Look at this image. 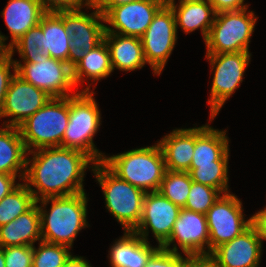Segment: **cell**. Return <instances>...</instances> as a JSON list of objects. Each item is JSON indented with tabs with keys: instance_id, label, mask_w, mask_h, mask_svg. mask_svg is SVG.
<instances>
[{
	"instance_id": "obj_43",
	"label": "cell",
	"mask_w": 266,
	"mask_h": 267,
	"mask_svg": "<svg viewBox=\"0 0 266 267\" xmlns=\"http://www.w3.org/2000/svg\"><path fill=\"white\" fill-rule=\"evenodd\" d=\"M62 267H92L83 257L73 256L72 254L66 260Z\"/></svg>"
},
{
	"instance_id": "obj_33",
	"label": "cell",
	"mask_w": 266,
	"mask_h": 267,
	"mask_svg": "<svg viewBox=\"0 0 266 267\" xmlns=\"http://www.w3.org/2000/svg\"><path fill=\"white\" fill-rule=\"evenodd\" d=\"M221 195L222 193L213 187L192 181L184 209L205 215Z\"/></svg>"
},
{
	"instance_id": "obj_45",
	"label": "cell",
	"mask_w": 266,
	"mask_h": 267,
	"mask_svg": "<svg viewBox=\"0 0 266 267\" xmlns=\"http://www.w3.org/2000/svg\"><path fill=\"white\" fill-rule=\"evenodd\" d=\"M0 267H5V256L3 252V247L0 246Z\"/></svg>"
},
{
	"instance_id": "obj_41",
	"label": "cell",
	"mask_w": 266,
	"mask_h": 267,
	"mask_svg": "<svg viewBox=\"0 0 266 267\" xmlns=\"http://www.w3.org/2000/svg\"><path fill=\"white\" fill-rule=\"evenodd\" d=\"M252 225L256 228L262 242L266 240V206L252 216Z\"/></svg>"
},
{
	"instance_id": "obj_39",
	"label": "cell",
	"mask_w": 266,
	"mask_h": 267,
	"mask_svg": "<svg viewBox=\"0 0 266 267\" xmlns=\"http://www.w3.org/2000/svg\"><path fill=\"white\" fill-rule=\"evenodd\" d=\"M216 13L224 11H237L248 8L247 4H244V0H207Z\"/></svg>"
},
{
	"instance_id": "obj_44",
	"label": "cell",
	"mask_w": 266,
	"mask_h": 267,
	"mask_svg": "<svg viewBox=\"0 0 266 267\" xmlns=\"http://www.w3.org/2000/svg\"><path fill=\"white\" fill-rule=\"evenodd\" d=\"M7 38L8 37L0 33V59L9 53V48L7 47V44H5Z\"/></svg>"
},
{
	"instance_id": "obj_40",
	"label": "cell",
	"mask_w": 266,
	"mask_h": 267,
	"mask_svg": "<svg viewBox=\"0 0 266 267\" xmlns=\"http://www.w3.org/2000/svg\"><path fill=\"white\" fill-rule=\"evenodd\" d=\"M17 176L0 173V201L20 183H15Z\"/></svg>"
},
{
	"instance_id": "obj_4",
	"label": "cell",
	"mask_w": 266,
	"mask_h": 267,
	"mask_svg": "<svg viewBox=\"0 0 266 267\" xmlns=\"http://www.w3.org/2000/svg\"><path fill=\"white\" fill-rule=\"evenodd\" d=\"M89 168L102 188L105 207L124 231L132 232L140 222L146 192L121 179L103 161Z\"/></svg>"
},
{
	"instance_id": "obj_37",
	"label": "cell",
	"mask_w": 266,
	"mask_h": 267,
	"mask_svg": "<svg viewBox=\"0 0 266 267\" xmlns=\"http://www.w3.org/2000/svg\"><path fill=\"white\" fill-rule=\"evenodd\" d=\"M46 11L80 9L89 6L91 0H39ZM85 1V2H84Z\"/></svg>"
},
{
	"instance_id": "obj_11",
	"label": "cell",
	"mask_w": 266,
	"mask_h": 267,
	"mask_svg": "<svg viewBox=\"0 0 266 267\" xmlns=\"http://www.w3.org/2000/svg\"><path fill=\"white\" fill-rule=\"evenodd\" d=\"M240 199L234 194H222L206 212L209 230V254L221 244L233 240L252 225V217L244 219Z\"/></svg>"
},
{
	"instance_id": "obj_1",
	"label": "cell",
	"mask_w": 266,
	"mask_h": 267,
	"mask_svg": "<svg viewBox=\"0 0 266 267\" xmlns=\"http://www.w3.org/2000/svg\"><path fill=\"white\" fill-rule=\"evenodd\" d=\"M30 154L33 157L27 156L23 181L36 202L48 197L85 192V170L90 163L92 166L95 164L88 155L64 147L41 148L28 152Z\"/></svg>"
},
{
	"instance_id": "obj_5",
	"label": "cell",
	"mask_w": 266,
	"mask_h": 267,
	"mask_svg": "<svg viewBox=\"0 0 266 267\" xmlns=\"http://www.w3.org/2000/svg\"><path fill=\"white\" fill-rule=\"evenodd\" d=\"M103 162L121 179L145 192L158 191L166 171L158 143L105 156Z\"/></svg>"
},
{
	"instance_id": "obj_42",
	"label": "cell",
	"mask_w": 266,
	"mask_h": 267,
	"mask_svg": "<svg viewBox=\"0 0 266 267\" xmlns=\"http://www.w3.org/2000/svg\"><path fill=\"white\" fill-rule=\"evenodd\" d=\"M139 0H93V5L105 15L112 7L135 2Z\"/></svg>"
},
{
	"instance_id": "obj_34",
	"label": "cell",
	"mask_w": 266,
	"mask_h": 267,
	"mask_svg": "<svg viewBox=\"0 0 266 267\" xmlns=\"http://www.w3.org/2000/svg\"><path fill=\"white\" fill-rule=\"evenodd\" d=\"M3 252L5 267H32L33 246H9Z\"/></svg>"
},
{
	"instance_id": "obj_10",
	"label": "cell",
	"mask_w": 266,
	"mask_h": 267,
	"mask_svg": "<svg viewBox=\"0 0 266 267\" xmlns=\"http://www.w3.org/2000/svg\"><path fill=\"white\" fill-rule=\"evenodd\" d=\"M250 52L206 54L214 70L212 87L208 104L210 105V121H212L228 98L243 82L244 72L251 59Z\"/></svg>"
},
{
	"instance_id": "obj_8",
	"label": "cell",
	"mask_w": 266,
	"mask_h": 267,
	"mask_svg": "<svg viewBox=\"0 0 266 267\" xmlns=\"http://www.w3.org/2000/svg\"><path fill=\"white\" fill-rule=\"evenodd\" d=\"M93 9L87 14L80 9L55 11L65 24V31L70 38L68 65L73 68L86 54L96 47L105 33L104 15L91 3ZM103 22V23H102Z\"/></svg>"
},
{
	"instance_id": "obj_16",
	"label": "cell",
	"mask_w": 266,
	"mask_h": 267,
	"mask_svg": "<svg viewBox=\"0 0 266 267\" xmlns=\"http://www.w3.org/2000/svg\"><path fill=\"white\" fill-rule=\"evenodd\" d=\"M175 240L184 256L186 254H209V230L206 216L181 208L171 235L162 248L178 253ZM171 243H174L172 248H170Z\"/></svg>"
},
{
	"instance_id": "obj_2",
	"label": "cell",
	"mask_w": 266,
	"mask_h": 267,
	"mask_svg": "<svg viewBox=\"0 0 266 267\" xmlns=\"http://www.w3.org/2000/svg\"><path fill=\"white\" fill-rule=\"evenodd\" d=\"M86 193L48 197L37 201L40 212L42 241L72 248L77 234L88 226ZM51 203L49 211L45 210Z\"/></svg>"
},
{
	"instance_id": "obj_25",
	"label": "cell",
	"mask_w": 266,
	"mask_h": 267,
	"mask_svg": "<svg viewBox=\"0 0 266 267\" xmlns=\"http://www.w3.org/2000/svg\"><path fill=\"white\" fill-rule=\"evenodd\" d=\"M166 3L173 10L176 28L179 25L186 34L200 28L205 42L216 16L212 5L208 1L176 5L174 0H166Z\"/></svg>"
},
{
	"instance_id": "obj_26",
	"label": "cell",
	"mask_w": 266,
	"mask_h": 267,
	"mask_svg": "<svg viewBox=\"0 0 266 267\" xmlns=\"http://www.w3.org/2000/svg\"><path fill=\"white\" fill-rule=\"evenodd\" d=\"M113 72L110 52L104 39L72 68V79L75 87L84 83V78L93 80L106 78Z\"/></svg>"
},
{
	"instance_id": "obj_32",
	"label": "cell",
	"mask_w": 266,
	"mask_h": 267,
	"mask_svg": "<svg viewBox=\"0 0 266 267\" xmlns=\"http://www.w3.org/2000/svg\"><path fill=\"white\" fill-rule=\"evenodd\" d=\"M70 247L60 244L39 242V248L33 246L32 267H62L70 257Z\"/></svg>"
},
{
	"instance_id": "obj_27",
	"label": "cell",
	"mask_w": 266,
	"mask_h": 267,
	"mask_svg": "<svg viewBox=\"0 0 266 267\" xmlns=\"http://www.w3.org/2000/svg\"><path fill=\"white\" fill-rule=\"evenodd\" d=\"M42 30L46 42V56L68 63L70 38L62 18L55 11H47L42 17Z\"/></svg>"
},
{
	"instance_id": "obj_3",
	"label": "cell",
	"mask_w": 266,
	"mask_h": 267,
	"mask_svg": "<svg viewBox=\"0 0 266 267\" xmlns=\"http://www.w3.org/2000/svg\"><path fill=\"white\" fill-rule=\"evenodd\" d=\"M90 86L69 97V122L60 147L81 151L98 163L105 157L93 142L101 124V113Z\"/></svg>"
},
{
	"instance_id": "obj_20",
	"label": "cell",
	"mask_w": 266,
	"mask_h": 267,
	"mask_svg": "<svg viewBox=\"0 0 266 267\" xmlns=\"http://www.w3.org/2000/svg\"><path fill=\"white\" fill-rule=\"evenodd\" d=\"M47 11L39 0H9L1 12L11 35L10 48L30 28L37 26Z\"/></svg>"
},
{
	"instance_id": "obj_36",
	"label": "cell",
	"mask_w": 266,
	"mask_h": 267,
	"mask_svg": "<svg viewBox=\"0 0 266 267\" xmlns=\"http://www.w3.org/2000/svg\"><path fill=\"white\" fill-rule=\"evenodd\" d=\"M12 57L13 55L9 52L7 55L0 59V113L3 108L9 84L16 73V64ZM11 68L14 71L13 74L10 72Z\"/></svg>"
},
{
	"instance_id": "obj_29",
	"label": "cell",
	"mask_w": 266,
	"mask_h": 267,
	"mask_svg": "<svg viewBox=\"0 0 266 267\" xmlns=\"http://www.w3.org/2000/svg\"><path fill=\"white\" fill-rule=\"evenodd\" d=\"M191 184L189 172L166 170L158 191L175 205L184 208Z\"/></svg>"
},
{
	"instance_id": "obj_14",
	"label": "cell",
	"mask_w": 266,
	"mask_h": 267,
	"mask_svg": "<svg viewBox=\"0 0 266 267\" xmlns=\"http://www.w3.org/2000/svg\"><path fill=\"white\" fill-rule=\"evenodd\" d=\"M166 0H139L112 7L105 15V33L141 38ZM115 29V30H114Z\"/></svg>"
},
{
	"instance_id": "obj_28",
	"label": "cell",
	"mask_w": 266,
	"mask_h": 267,
	"mask_svg": "<svg viewBox=\"0 0 266 267\" xmlns=\"http://www.w3.org/2000/svg\"><path fill=\"white\" fill-rule=\"evenodd\" d=\"M36 203L25 183H20L0 201V227L28 211Z\"/></svg>"
},
{
	"instance_id": "obj_21",
	"label": "cell",
	"mask_w": 266,
	"mask_h": 267,
	"mask_svg": "<svg viewBox=\"0 0 266 267\" xmlns=\"http://www.w3.org/2000/svg\"><path fill=\"white\" fill-rule=\"evenodd\" d=\"M41 241L40 212L38 203L28 211L0 227V246H34Z\"/></svg>"
},
{
	"instance_id": "obj_23",
	"label": "cell",
	"mask_w": 266,
	"mask_h": 267,
	"mask_svg": "<svg viewBox=\"0 0 266 267\" xmlns=\"http://www.w3.org/2000/svg\"><path fill=\"white\" fill-rule=\"evenodd\" d=\"M103 39L110 52L113 71L115 68L121 71H135L146 64L141 38L104 33Z\"/></svg>"
},
{
	"instance_id": "obj_15",
	"label": "cell",
	"mask_w": 266,
	"mask_h": 267,
	"mask_svg": "<svg viewBox=\"0 0 266 267\" xmlns=\"http://www.w3.org/2000/svg\"><path fill=\"white\" fill-rule=\"evenodd\" d=\"M52 97L25 81L17 73L9 84L0 118L12 117L3 126L19 127L28 117L42 108ZM8 123V124H7Z\"/></svg>"
},
{
	"instance_id": "obj_46",
	"label": "cell",
	"mask_w": 266,
	"mask_h": 267,
	"mask_svg": "<svg viewBox=\"0 0 266 267\" xmlns=\"http://www.w3.org/2000/svg\"><path fill=\"white\" fill-rule=\"evenodd\" d=\"M207 0H180L179 3L203 2Z\"/></svg>"
},
{
	"instance_id": "obj_7",
	"label": "cell",
	"mask_w": 266,
	"mask_h": 267,
	"mask_svg": "<svg viewBox=\"0 0 266 267\" xmlns=\"http://www.w3.org/2000/svg\"><path fill=\"white\" fill-rule=\"evenodd\" d=\"M257 17L247 8L216 13L205 40L206 54L249 52Z\"/></svg>"
},
{
	"instance_id": "obj_22",
	"label": "cell",
	"mask_w": 266,
	"mask_h": 267,
	"mask_svg": "<svg viewBox=\"0 0 266 267\" xmlns=\"http://www.w3.org/2000/svg\"><path fill=\"white\" fill-rule=\"evenodd\" d=\"M109 251L111 267H145L152 254L159 248L152 247L134 232L125 231Z\"/></svg>"
},
{
	"instance_id": "obj_18",
	"label": "cell",
	"mask_w": 266,
	"mask_h": 267,
	"mask_svg": "<svg viewBox=\"0 0 266 267\" xmlns=\"http://www.w3.org/2000/svg\"><path fill=\"white\" fill-rule=\"evenodd\" d=\"M163 153L166 170L187 172L195 148V127L174 129L157 142Z\"/></svg>"
},
{
	"instance_id": "obj_38",
	"label": "cell",
	"mask_w": 266,
	"mask_h": 267,
	"mask_svg": "<svg viewBox=\"0 0 266 267\" xmlns=\"http://www.w3.org/2000/svg\"><path fill=\"white\" fill-rule=\"evenodd\" d=\"M182 267H217L210 254H192L184 258L182 256Z\"/></svg>"
},
{
	"instance_id": "obj_6",
	"label": "cell",
	"mask_w": 266,
	"mask_h": 267,
	"mask_svg": "<svg viewBox=\"0 0 266 267\" xmlns=\"http://www.w3.org/2000/svg\"><path fill=\"white\" fill-rule=\"evenodd\" d=\"M68 122L69 97L51 98L18 128L27 151L32 152L60 147Z\"/></svg>"
},
{
	"instance_id": "obj_9",
	"label": "cell",
	"mask_w": 266,
	"mask_h": 267,
	"mask_svg": "<svg viewBox=\"0 0 266 267\" xmlns=\"http://www.w3.org/2000/svg\"><path fill=\"white\" fill-rule=\"evenodd\" d=\"M16 73L28 83L45 91L52 98H63L75 95L76 88L72 79V68L50 56H41L39 59L14 60ZM71 92V94H70Z\"/></svg>"
},
{
	"instance_id": "obj_30",
	"label": "cell",
	"mask_w": 266,
	"mask_h": 267,
	"mask_svg": "<svg viewBox=\"0 0 266 267\" xmlns=\"http://www.w3.org/2000/svg\"><path fill=\"white\" fill-rule=\"evenodd\" d=\"M228 163V161H214V164L198 165L197 168H190L187 172L192 181L227 194L230 193L228 190Z\"/></svg>"
},
{
	"instance_id": "obj_19",
	"label": "cell",
	"mask_w": 266,
	"mask_h": 267,
	"mask_svg": "<svg viewBox=\"0 0 266 267\" xmlns=\"http://www.w3.org/2000/svg\"><path fill=\"white\" fill-rule=\"evenodd\" d=\"M226 130H218L205 124L195 127V148L190 168L229 161V139Z\"/></svg>"
},
{
	"instance_id": "obj_12",
	"label": "cell",
	"mask_w": 266,
	"mask_h": 267,
	"mask_svg": "<svg viewBox=\"0 0 266 267\" xmlns=\"http://www.w3.org/2000/svg\"><path fill=\"white\" fill-rule=\"evenodd\" d=\"M141 40L146 63L159 76L177 41L175 15L167 3L154 15Z\"/></svg>"
},
{
	"instance_id": "obj_31",
	"label": "cell",
	"mask_w": 266,
	"mask_h": 267,
	"mask_svg": "<svg viewBox=\"0 0 266 267\" xmlns=\"http://www.w3.org/2000/svg\"><path fill=\"white\" fill-rule=\"evenodd\" d=\"M18 51L22 59H39L46 56V42L42 30V18L40 23L30 28L20 39L10 48L9 52L14 55Z\"/></svg>"
},
{
	"instance_id": "obj_35",
	"label": "cell",
	"mask_w": 266,
	"mask_h": 267,
	"mask_svg": "<svg viewBox=\"0 0 266 267\" xmlns=\"http://www.w3.org/2000/svg\"><path fill=\"white\" fill-rule=\"evenodd\" d=\"M145 267H182V255L159 247Z\"/></svg>"
},
{
	"instance_id": "obj_13",
	"label": "cell",
	"mask_w": 266,
	"mask_h": 267,
	"mask_svg": "<svg viewBox=\"0 0 266 267\" xmlns=\"http://www.w3.org/2000/svg\"><path fill=\"white\" fill-rule=\"evenodd\" d=\"M180 210L179 206L165 198L159 191L146 192L140 222L132 232L148 242L147 237L151 229L158 246L162 247L171 235Z\"/></svg>"
},
{
	"instance_id": "obj_24",
	"label": "cell",
	"mask_w": 266,
	"mask_h": 267,
	"mask_svg": "<svg viewBox=\"0 0 266 267\" xmlns=\"http://www.w3.org/2000/svg\"><path fill=\"white\" fill-rule=\"evenodd\" d=\"M27 155L28 151L19 128L12 126L0 128V173L18 176L23 181Z\"/></svg>"
},
{
	"instance_id": "obj_17",
	"label": "cell",
	"mask_w": 266,
	"mask_h": 267,
	"mask_svg": "<svg viewBox=\"0 0 266 267\" xmlns=\"http://www.w3.org/2000/svg\"><path fill=\"white\" fill-rule=\"evenodd\" d=\"M262 243L256 228L251 225L241 235L215 248L210 255L217 267H259Z\"/></svg>"
}]
</instances>
